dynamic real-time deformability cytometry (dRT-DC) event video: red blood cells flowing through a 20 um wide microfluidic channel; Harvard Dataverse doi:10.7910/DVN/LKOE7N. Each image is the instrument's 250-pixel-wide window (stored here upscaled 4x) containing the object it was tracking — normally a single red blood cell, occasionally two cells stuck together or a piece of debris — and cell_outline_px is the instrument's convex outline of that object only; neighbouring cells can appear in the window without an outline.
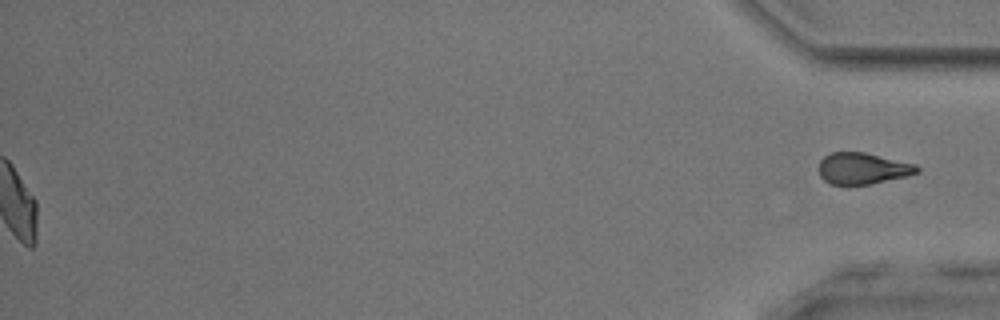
{"species": "common noctule bat (a hibernating species)", "species_latin": "Nyctalus noctula", "temperature_condition": "room temperature", "stored_images_in_passage": 54, "segment_of_instrument_passage": [2, 2], "camera_frame_rate_fps": 3000, "um_per_image_px": 0.085, "animal": {"sex": "male", "body_mass_g": 17.9, "forearm_length_mm": 54.2}, "frame": {"image": 1, "passage_image": 54, "time_ms": 17.667, "image_size_px": [1000, 320], "cell_outline_px": [[920, 172], [908, 176], [872, 184], [828, 184], [820, 176], [820, 160], [824, 156], [832, 152], [864, 152], [916, 164], [920, 168]], "centroid_in_image_um": [73.36, 14.32], "position_along_channel_um": 361.8, "area_um2": 18.03}}